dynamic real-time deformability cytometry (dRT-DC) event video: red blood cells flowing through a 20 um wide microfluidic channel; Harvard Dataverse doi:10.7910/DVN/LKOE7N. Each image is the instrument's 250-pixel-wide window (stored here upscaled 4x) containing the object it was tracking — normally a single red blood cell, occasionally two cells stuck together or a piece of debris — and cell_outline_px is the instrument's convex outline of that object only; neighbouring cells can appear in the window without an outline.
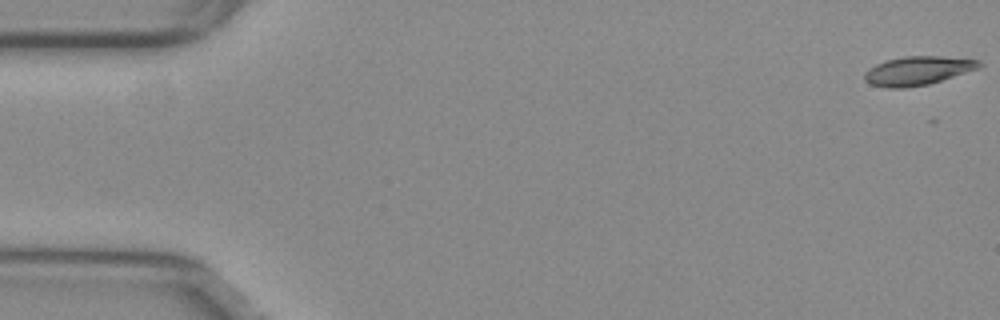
{"species": "common noctule bat (a hibernating species)", "species_latin": "Nyctalus noctula", "temperature_condition": "warm", "stored_images_in_passage": 54, "camera_frame_rate_fps": 3000, "um_per_image_px": 0.085, "animal": {"sex": "female", "body_mass_g": 29.2, "forearm_length_mm": 56.3}, "frame": {"image": 1, "passage_image": 1, "time_ms": 0.0, "image_size_px": [1000, 320], "cell_outline_px": [[984, 64], [980, 68], [928, 84], [904, 88], [888, 88], [872, 84], [864, 80], [864, 72], [868, 68], [876, 64], [888, 60], [904, 56], [940, 56], [980, 60]], "centroid_in_image_um": [78.02, 6.0], "position_along_channel_um": 7.0, "area_um2": 19.19}}
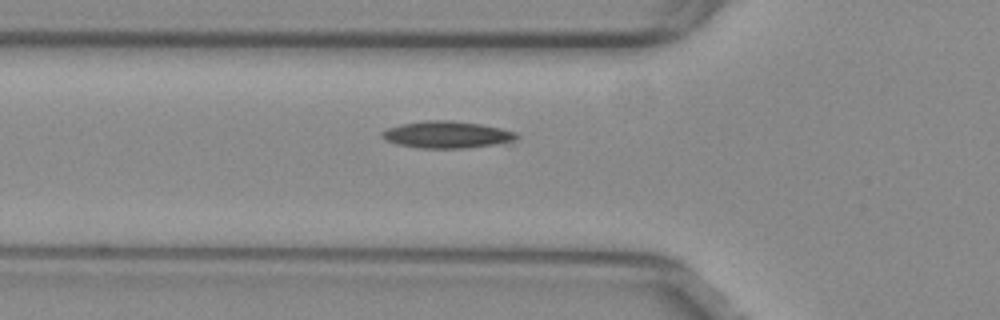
{"frame": {"image": 2, "passage_image": 19, "time_ms": 6.0, "image_size_px": [1000, 320], "cell_outline_px": [[520, 136], [516, 140], [508, 144], [464, 148], [420, 148], [396, 144], [384, 140], [380, 136], [380, 132], [388, 128], [400, 124], [424, 120], [452, 120], [480, 124], [500, 128], [516, 132]], "centroid_in_image_um": [38.02, 11.45], "position_along_channel_um": 87.8, "area_um2": 21.62}}
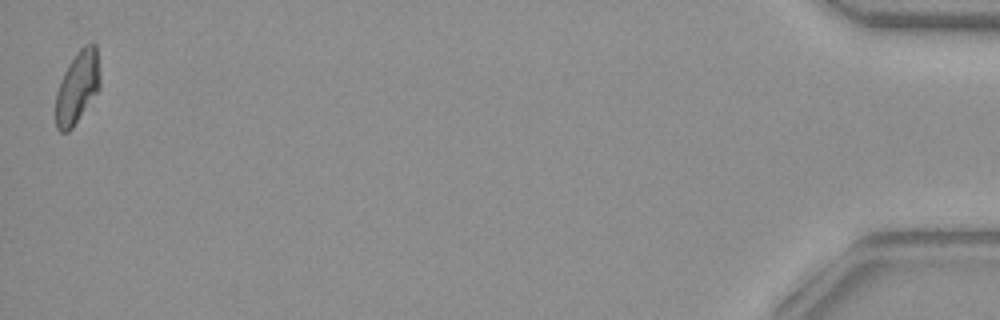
{"frame": {"image": 3, "passage_image": 54, "time_ms": 17.667, "image_size_px": [1000, 320], "cell_outline_px": [[100, 88], [72, 128], [68, 132], [60, 132], [56, 128], [56, 92], [60, 80], [68, 64], [76, 52], [84, 44], [92, 40], [96, 44], [100, 80]], "centroid_in_image_um": [6.58, 7.38], "position_along_channel_um": 428.6, "area_um2": 18.79}, "authors_computed_cell_mechanics": {"area_um2": 19.7098, "velocity_mm_per_s": 3.7963, "shape_relaxation_time_tau1_ms": null, "shape_relaxation_time_tau2_ms": 3.85, "deformation_change_tau1": null, "deformation_change_tau2": 0.0773}}